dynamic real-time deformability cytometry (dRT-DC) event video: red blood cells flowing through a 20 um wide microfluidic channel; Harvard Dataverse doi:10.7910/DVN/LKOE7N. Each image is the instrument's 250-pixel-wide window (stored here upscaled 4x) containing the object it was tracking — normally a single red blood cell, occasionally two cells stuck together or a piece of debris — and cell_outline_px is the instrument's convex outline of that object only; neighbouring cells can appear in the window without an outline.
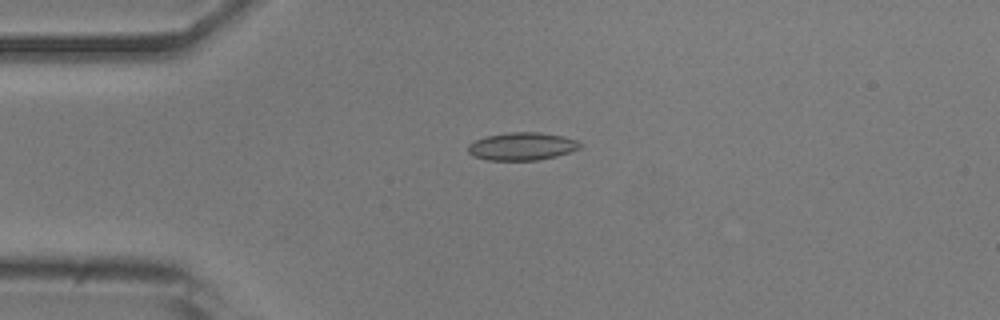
{"species": "common noctule bat (a hibernating species)", "species_latin": "Nyctalus noctula", "temperature_condition": "room temperature", "stored_images_in_passage": 46, "camera_frame_rate_fps": 3000, "um_per_image_px": 0.085, "animal": {"sex": "male", "body_mass_g": 20.5, "forearm_length_mm": 52.5}, "frame": {"image": 1, "passage_image": 7, "time_ms": 2.0, "image_size_px": [1000, 320], "cell_outline_px": [[580, 148], [556, 156], [536, 160], [488, 160], [472, 156], [468, 152], [468, 144], [484, 136], [508, 132], [540, 132], [564, 136], [576, 140], [580, 144]], "centroid_in_image_um": [44.33, 12.43], "position_along_channel_um": 40.7, "area_um2": 18.15}}
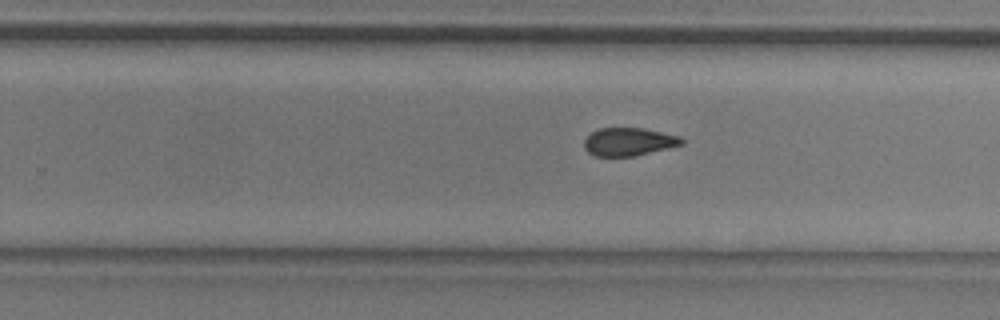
{"frame": {"image": 2, "passage_image": 27, "time_ms": 8.667, "image_size_px": [1000, 320], "cell_outline_px": [[684, 144], [636, 156], [592, 156], [584, 148], [584, 140], [592, 132], [600, 128], [644, 128], [680, 136], [684, 140]], "centroid_in_image_um": [53.45, 12.05], "position_along_channel_um": 276.4, "area_um2": 16.01}}
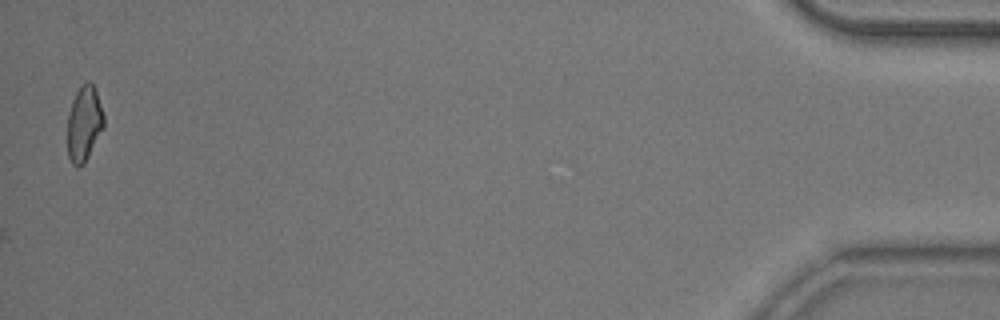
{"frame": {"image": 3, "passage_image": 46, "time_ms": 15.0, "image_size_px": [1000, 320], "cell_outline_px": [[104, 128], [84, 164], [72, 164], [68, 156], [68, 116], [72, 100], [76, 92], [88, 80], [96, 88], [104, 116]], "centroid_in_image_um": [7.17, 10.49], "position_along_channel_um": 428.0, "area_um2": 15.84}, "authors_computed_cell_mechanics": {"area_um2": 16.7909, "velocity_mm_per_s": 3.8753, "shape_relaxation_time_tau1_ms": 3.802, "shape_relaxation_time_tau2_ms": 3.1483, "deformation_change_tau1": 0.1213, "deformation_change_tau2": 0.0854}}